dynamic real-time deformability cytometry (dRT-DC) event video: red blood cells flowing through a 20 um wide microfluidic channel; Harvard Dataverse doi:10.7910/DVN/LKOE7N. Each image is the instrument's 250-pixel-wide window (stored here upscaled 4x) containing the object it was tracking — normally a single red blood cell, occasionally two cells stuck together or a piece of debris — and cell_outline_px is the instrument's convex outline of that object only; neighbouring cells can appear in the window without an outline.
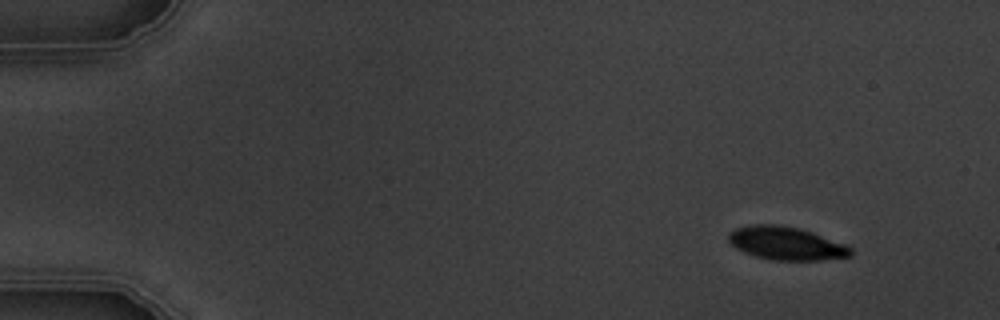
{"species": "common noctule bat (a hibernating species)", "species_latin": "Nyctalus noctula", "temperature_condition": "warm", "stored_images_in_passage": 6, "camera_frame_rate_fps": 3000, "um_per_image_px": 0.085, "animal": {"sex": "male", "body_mass_g": 19.5, "forearm_length_mm": 54.6}, "frame": {"image": 1, "passage_image": 1, "time_ms": 0.0, "image_size_px": [1000, 320], "cell_outline_px": [[852, 256], [820, 260], [776, 260], [756, 256], [744, 252], [736, 248], [728, 240], [728, 232], [736, 228], [752, 224], [776, 224], [800, 228], [812, 232], [844, 244], [852, 248]], "centroid_in_image_um": [66.81, 20.67], "position_along_channel_um": 18.2, "area_um2": 23.52}}
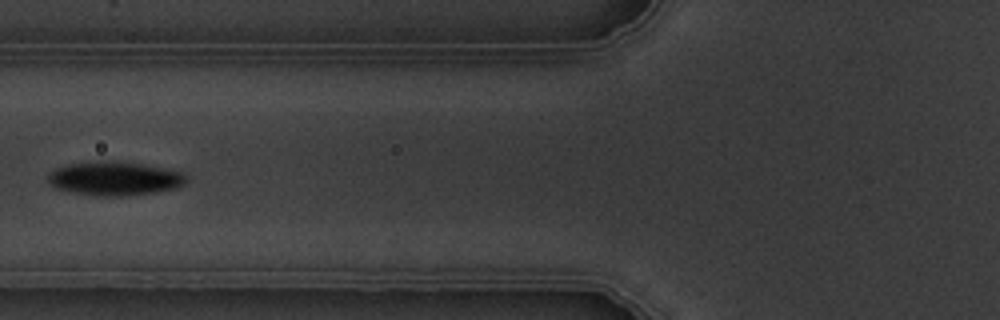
{"frame": {"image": 2, "passage_image": 5, "time_ms": 5.667, "image_size_px": [1000, 320], "cell_outline_px": [[188, 180], [184, 184], [176, 188], [156, 192], [120, 196], [100, 196], [72, 192], [56, 188], [48, 180], [48, 176], [56, 168], [68, 164], [104, 160], [140, 164], [172, 168], [184, 172], [188, 176]], "centroid_in_image_um": [9.83, 15.16], "position_along_channel_um": 116.0, "area_um2": 27.34}}
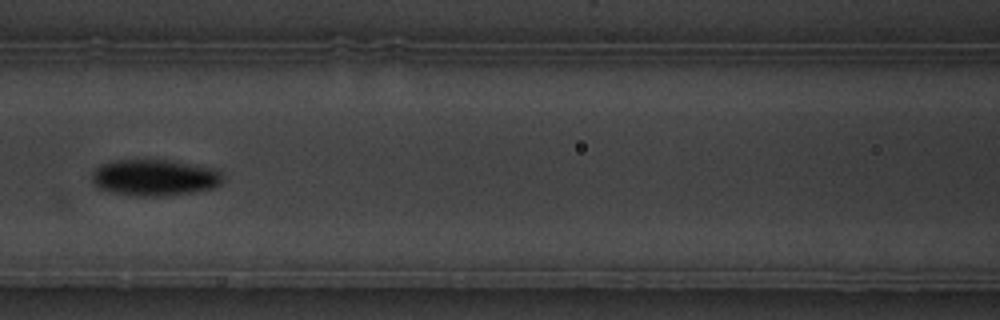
{"frame": {"image": 3, "passage_image": 6, "time_ms": 6.667, "image_size_px": [1000, 320], "cell_outline_px": [[220, 184], [212, 188], [192, 192], [164, 196], [136, 196], [112, 192], [100, 188], [92, 184], [92, 172], [100, 164], [112, 160], [168, 160], [212, 168], [220, 172]], "centroid_in_image_um": [13.07, 15.09], "position_along_channel_um": 153.5, "area_um2": 27.51}}